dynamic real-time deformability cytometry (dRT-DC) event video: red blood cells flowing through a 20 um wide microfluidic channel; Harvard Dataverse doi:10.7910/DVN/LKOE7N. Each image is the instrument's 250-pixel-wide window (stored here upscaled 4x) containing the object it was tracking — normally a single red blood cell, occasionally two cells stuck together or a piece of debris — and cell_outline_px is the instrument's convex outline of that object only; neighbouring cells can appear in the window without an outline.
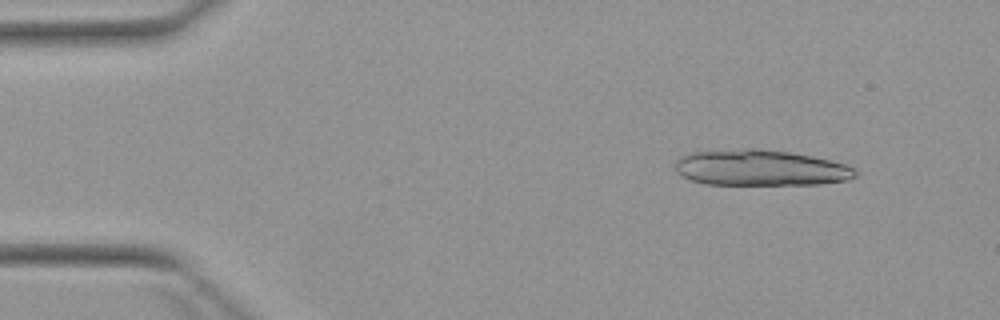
{"species": "Egyptian fruit bat (a non-hibernating species)", "species_latin": "Rousettus aegyptiacus", "temperature_condition": "warm", "stored_images_in_passage": 3, "camera_frame_rate_fps": 3000, "um_per_image_px": 0.085, "animal": {"sex": "female"}, "frame": {"image": 1, "passage_image": 2, "time_ms": 1.333, "image_size_px": [1000, 320], "cell_outline_px": [[860, 172], [856, 176], [848, 180], [820, 184], [708, 184], [692, 180], [676, 172], [676, 160], [680, 156], [692, 152], [744, 148], [760, 148], [788, 152], [812, 156], [832, 160], [856, 168]], "centroid_in_image_um": [64.69, 14.26], "position_along_channel_um": 20.3, "area_um2": 37.8}}